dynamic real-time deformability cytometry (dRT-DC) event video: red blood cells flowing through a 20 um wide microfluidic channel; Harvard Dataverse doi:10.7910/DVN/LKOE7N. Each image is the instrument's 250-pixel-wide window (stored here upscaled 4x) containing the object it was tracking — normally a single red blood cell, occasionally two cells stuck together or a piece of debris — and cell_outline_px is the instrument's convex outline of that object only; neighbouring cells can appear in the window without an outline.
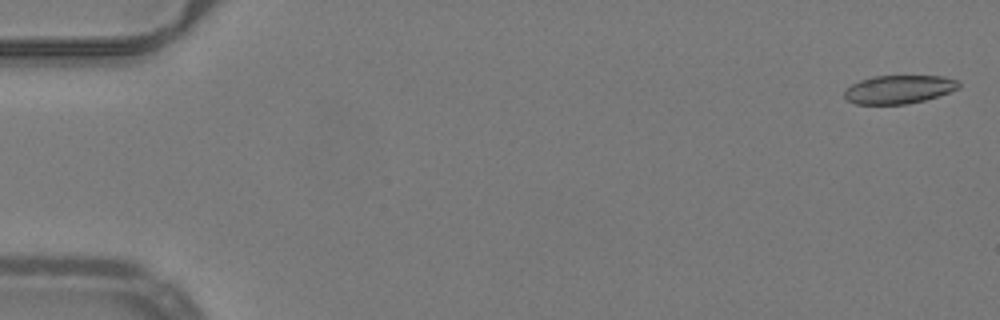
{"species": "common noctule bat (a hibernating species)", "species_latin": "Nyctalus noctula", "temperature_condition": "warm", "stored_images_in_passage": 10, "camera_frame_rate_fps": 3000, "um_per_image_px": 0.085, "animal": {"sex": "male", "body_mass_g": 19.2, "forearm_length_mm": 51.8}, "frame": {"image": 1, "passage_image": 2, "time_ms": 0.333, "image_size_px": [1000, 320], "cell_outline_px": [[960, 88], [924, 100], [908, 104], [856, 104], [848, 100], [844, 96], [844, 92], [852, 84], [860, 80], [872, 76], [944, 76], [960, 80]], "centroid_in_image_um": [76.43, 7.59], "position_along_channel_um": 8.6, "area_um2": 18.9}}